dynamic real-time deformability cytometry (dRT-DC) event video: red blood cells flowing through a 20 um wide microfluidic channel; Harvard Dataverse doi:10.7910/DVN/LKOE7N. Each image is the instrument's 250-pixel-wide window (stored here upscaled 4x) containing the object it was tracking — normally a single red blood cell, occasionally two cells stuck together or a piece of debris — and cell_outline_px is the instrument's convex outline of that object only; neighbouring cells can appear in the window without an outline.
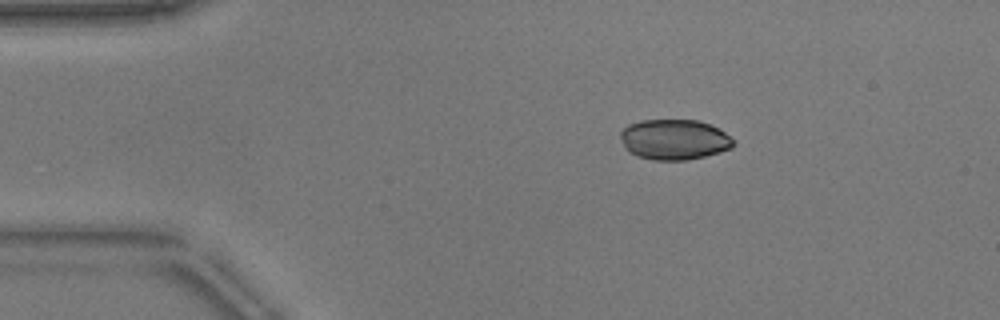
{"species": "common noctule bat (a hibernating species)", "species_latin": "Nyctalus noctula", "temperature_condition": "warm", "stored_images_in_passage": 44, "camera_frame_rate_fps": 3000, "um_per_image_px": 0.085, "animal": {"sex": "male", "body_mass_g": 17.9}, "frame": {"image": 1, "passage_image": 1, "time_ms": 0.0, "image_size_px": [1000, 320], "cell_outline_px": [[736, 144], [732, 148], [720, 152], [704, 156], [684, 160], [652, 160], [636, 156], [628, 152], [624, 148], [620, 136], [620, 132], [628, 124], [640, 120], [700, 120], [720, 128], [736, 140]], "centroid_in_image_um": [57.33, 11.85], "position_along_channel_um": 27.7, "area_um2": 27.05}}
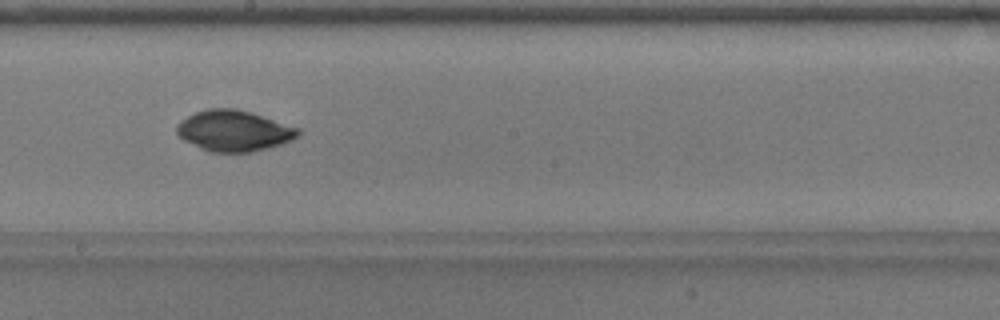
{"frame": {"image": 2, "passage_image": 21, "time_ms": 6.667, "image_size_px": [1000, 320], "cell_outline_px": [[300, 132], [292, 140], [280, 144], [252, 152], [208, 152], [184, 140], [176, 132], [176, 124], [180, 120], [196, 112], [208, 108], [236, 108], [252, 112], [300, 128]], "centroid_in_image_um": [19.86, 11.11], "position_along_channel_um": 228.3, "area_um2": 28.96}}
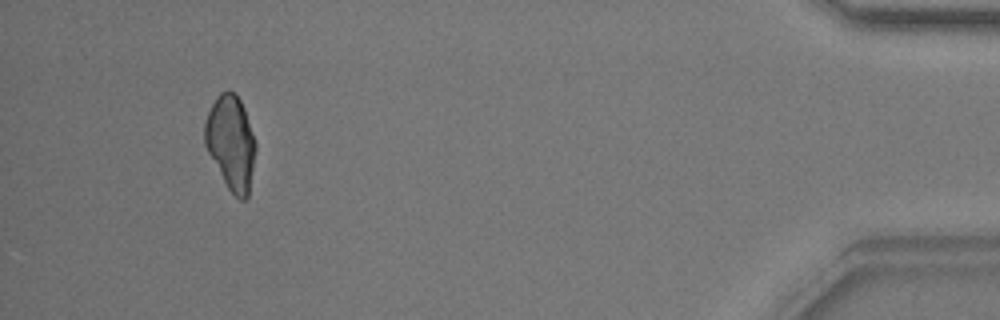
{"frame": {"image": 3, "passage_image": 41, "time_ms": 13.333, "image_size_px": [1000, 320], "cell_outline_px": [[256, 148], [248, 196], [244, 200], [240, 200], [228, 188], [208, 152], [204, 144], [204, 124], [208, 112], [216, 96], [220, 92], [228, 88], [236, 92], [244, 108], [256, 144]], "centroid_in_image_um": [19.62, 12.07], "position_along_channel_um": 415.6, "area_um2": 27.86}, "authors_computed_cell_mechanics": {"area_um2": 27.9174, "velocity_mm_per_s": 3.8439, "shape_relaxation_time_tau1_ms": 4.419, "shape_relaxation_time_tau2_ms": 1.5312, "deformation_change_tau1": 0.0893, "deformation_change_tau2": 0.0183}}